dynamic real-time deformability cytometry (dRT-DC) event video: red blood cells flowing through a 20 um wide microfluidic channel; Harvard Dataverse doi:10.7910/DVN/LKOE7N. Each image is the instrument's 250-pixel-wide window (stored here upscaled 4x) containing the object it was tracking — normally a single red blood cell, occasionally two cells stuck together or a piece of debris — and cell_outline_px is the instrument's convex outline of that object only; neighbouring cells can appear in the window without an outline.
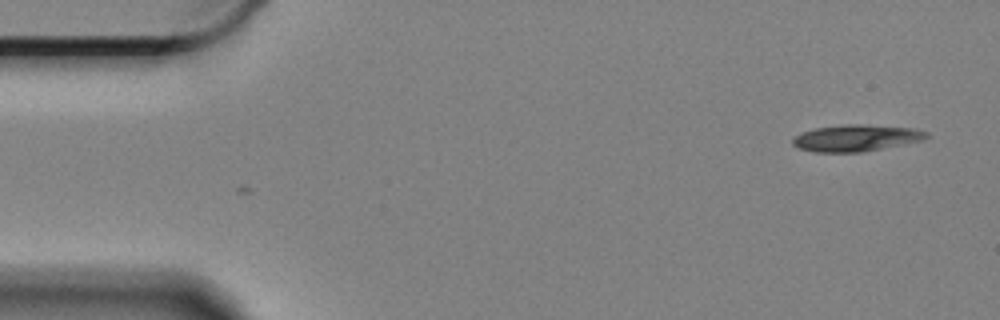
{"species": "Egyptian fruit bat (a non-hibernating species)", "species_latin": "Rousettus aegyptiacus", "temperature_condition": "cold", "stored_images_in_passage": 2, "camera_frame_rate_fps": 3000, "um_per_image_px": 0.085, "animal": {"sex": "female"}, "frame": {"image": 1, "passage_image": 1, "time_ms": 0.0, "image_size_px": [1000, 320], "cell_outline_px": [[928, 136], [920, 140], [864, 152], [812, 152], [796, 148], [792, 144], [792, 140], [796, 136], [804, 132], [816, 128], [844, 124], [864, 124], [912, 128], [928, 132]], "centroid_in_image_um": [72.72, 11.73], "position_along_channel_um": 12.3, "area_um2": 20.58}}